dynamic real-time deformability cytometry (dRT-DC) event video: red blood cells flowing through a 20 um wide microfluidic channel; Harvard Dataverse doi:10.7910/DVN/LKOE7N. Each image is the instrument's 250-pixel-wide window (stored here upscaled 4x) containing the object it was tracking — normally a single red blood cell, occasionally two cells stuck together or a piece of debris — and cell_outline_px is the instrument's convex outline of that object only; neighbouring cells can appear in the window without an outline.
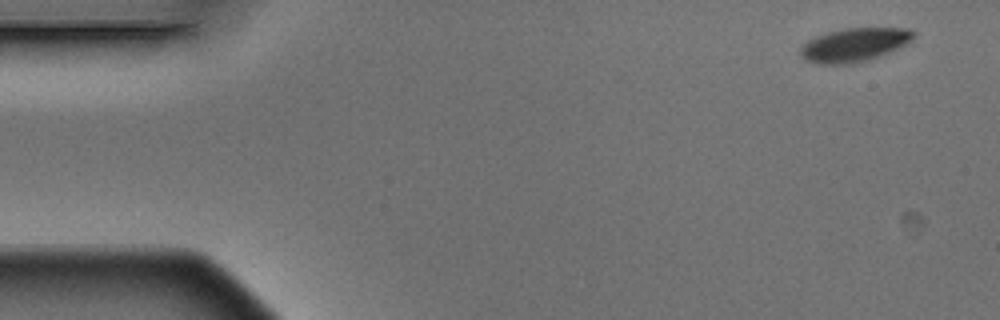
{"species": "Egyptian fruit bat (a non-hibernating species)", "species_latin": "Rousettus aegyptiacus", "temperature_condition": "warm", "stored_images_in_passage": 4, "camera_frame_rate_fps": 3000, "um_per_image_px": 0.085, "animal": {"sex": "male"}, "frame": {"image": 1, "passage_image": 1, "time_ms": 0.0, "image_size_px": [1000, 320], "cell_outline_px": [[916, 32], [912, 40], [908, 44], [892, 52], [856, 64], [816, 64], [808, 60], [800, 52], [800, 48], [808, 40], [816, 36], [828, 32], [848, 28], [908, 28]], "centroid_in_image_um": [72.68, 3.82], "position_along_channel_um": 12.3, "area_um2": 22.31}}
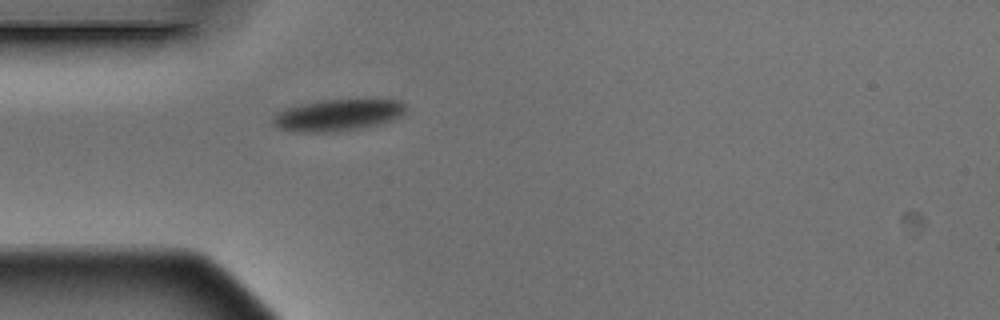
{"frame": {"image": 2, "passage_image": 4, "time_ms": 1.0, "image_size_px": [1000, 320], "cell_outline_px": [[404, 116], [392, 120], [360, 128], [336, 132], [296, 132], [280, 128], [272, 124], [272, 116], [276, 112], [284, 108], [300, 104], [324, 100], [400, 100], [404, 104]], "centroid_in_image_um": [28.66, 9.79], "position_along_channel_um": 56.3, "area_um2": 24.45}}